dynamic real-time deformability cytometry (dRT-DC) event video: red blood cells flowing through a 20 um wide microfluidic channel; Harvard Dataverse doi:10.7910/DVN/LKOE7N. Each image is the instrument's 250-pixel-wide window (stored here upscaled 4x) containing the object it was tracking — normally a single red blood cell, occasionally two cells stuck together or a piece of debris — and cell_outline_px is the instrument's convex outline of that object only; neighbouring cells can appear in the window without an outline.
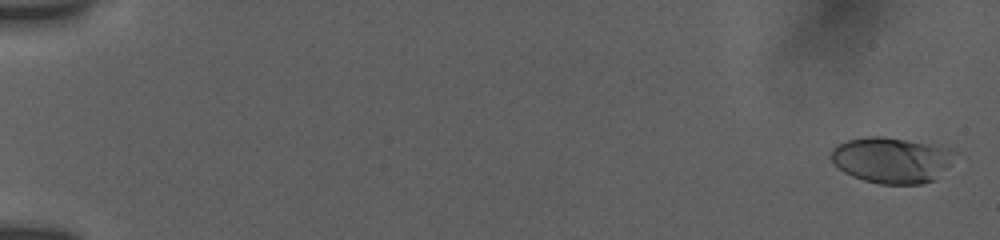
{"species": "human", "species_latin": "Homo sapiens", "temperature_condition": "room temperature", "stored_images_in_passage": 91, "camera_frame_rate_fps": 3000, "um_per_image_px": 0.085, "donor": {"sex": "female"}, "frame": {"image": 1, "passage_image": 1, "time_ms": 0.0, "image_size_px": [1000, 240], "cell_outline_px": [[960, 152], [932, 180], [920, 184], [880, 184], [864, 180], [852, 176], [844, 172], [832, 160], [832, 148], [836, 144], [848, 140], [868, 136], [884, 136], [928, 144], [948, 148]], "centroid_in_image_um": [75.77, 13.59], "position_along_channel_um": 9.2, "area_um2": 32.66}}
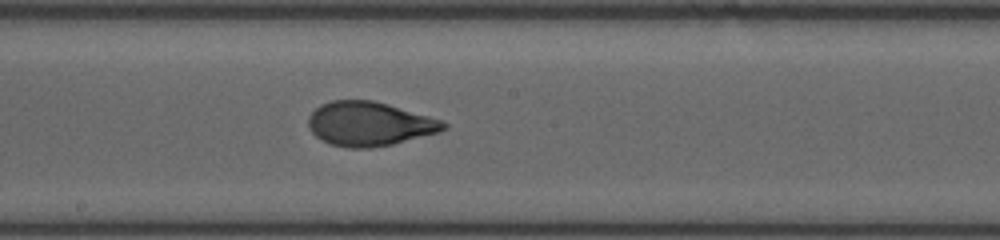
{"frame": {"image": 2, "passage_image": 50, "time_ms": 10.333, "image_size_px": [1000, 240], "cell_outline_px": [[448, 128], [440, 132], [392, 144], [368, 148], [348, 148], [328, 144], [320, 140], [308, 128], [308, 116], [320, 104], [332, 100], [372, 100], [388, 104], [428, 116], [440, 120], [448, 124]], "centroid_in_image_um": [31.36, 10.53], "position_along_channel_um": 216.8, "area_um2": 34.85}}
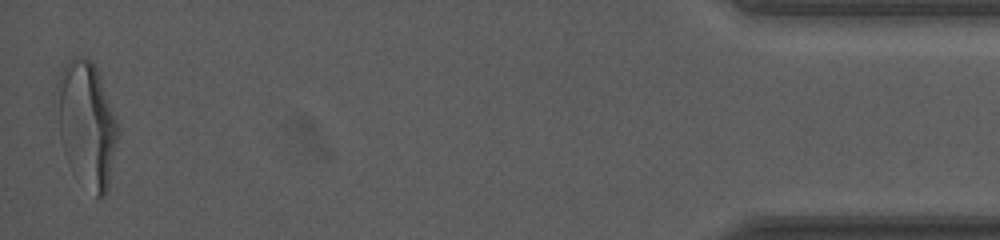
{"frame": {"image": 3, "passage_image": 90, "time_ms": 18.0, "image_size_px": [1000, 240], "cell_outline_px": [[120, 132], [108, 192], [104, 196], [96, 196], [60, 140], [56, 88], [64, 64], [68, 60], [80, 56], [88, 56], [92, 60], [96, 68], [116, 120]], "centroid_in_image_um": [7.42, 10.43], "position_along_channel_um": 427.8, "area_um2": 42.77}, "authors_computed_cell_mechanics": {"area_um2": 34.1598, "velocity_mm_per_s": 3.7844, "shape_relaxation_time_tau1_ms": 3.7558, "shape_relaxation_time_tau2_ms": 0.7811, "deformation_change_tau1": 0.1882, "deformation_change_tau2": 0.0583}}